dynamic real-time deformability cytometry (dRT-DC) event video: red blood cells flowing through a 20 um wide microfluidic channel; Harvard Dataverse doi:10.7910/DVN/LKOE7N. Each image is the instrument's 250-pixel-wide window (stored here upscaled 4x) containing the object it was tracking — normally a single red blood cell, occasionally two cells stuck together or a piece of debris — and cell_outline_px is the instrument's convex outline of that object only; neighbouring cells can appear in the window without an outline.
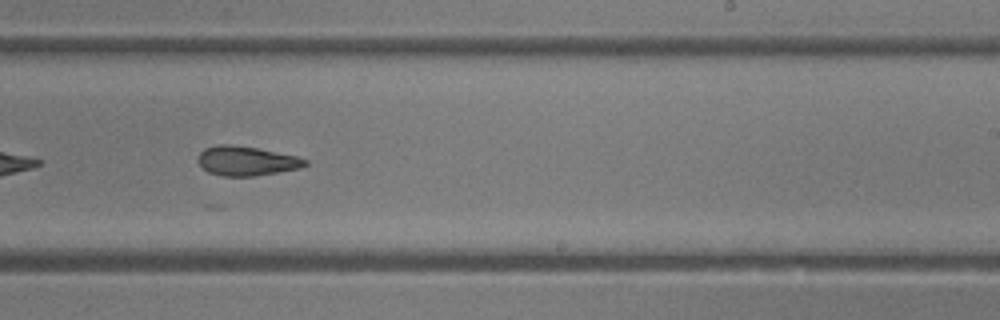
{"species": "common noctule bat (a hibernating species)", "species_latin": "Nyctalus noctula", "temperature_condition": "room temperature", "stored_images_in_passage": 44, "camera_frame_rate_fps": 3000, "um_per_image_px": 0.085, "animal": {"sex": "female"}, "frame": {"image": 1, "passage_image": 26, "time_ms": 8.333, "image_size_px": [1000, 320], "cell_outline_px": [[308, 164], [300, 168], [252, 176], [224, 176], [208, 172], [200, 164], [200, 152], [204, 148], [216, 144], [232, 144], [256, 148], [296, 156], [308, 160]], "centroid_in_image_um": [20.95, 13.67], "position_along_channel_um": 268.0, "area_um2": 18.09}}
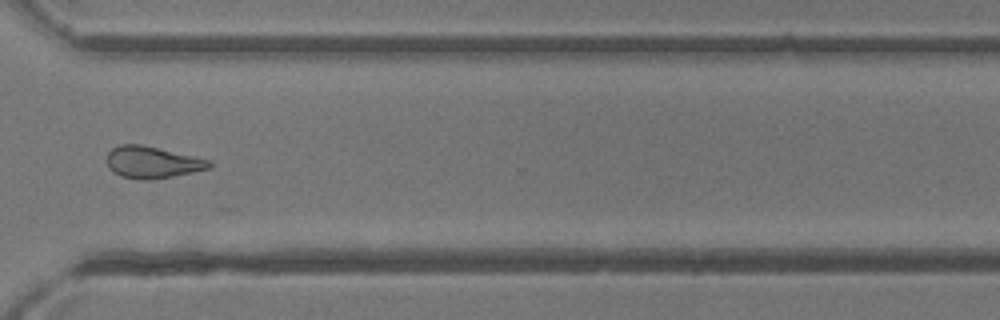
{"frame": {"image": 2, "passage_image": 32, "time_ms": 10.333, "image_size_px": [1000, 320], "cell_outline_px": [[212, 168], [172, 176], [144, 180], [120, 176], [112, 172], [108, 168], [108, 152], [112, 148], [120, 144], [140, 144], [212, 160]], "centroid_in_image_um": [12.95, 13.79], "position_along_channel_um": 357.6, "area_um2": 18.9}, "authors_computed_cell_mechanics": {"area_um2": 19.2763, "velocity_mm_per_s": 4.4794, "shape_relaxation_time_tau1_ms": 6.0372, "shape_relaxation_time_tau2_ms": 4.3016, "deformation_change_tau1": 0.1812, "deformation_change_tau2": 0.1524}}